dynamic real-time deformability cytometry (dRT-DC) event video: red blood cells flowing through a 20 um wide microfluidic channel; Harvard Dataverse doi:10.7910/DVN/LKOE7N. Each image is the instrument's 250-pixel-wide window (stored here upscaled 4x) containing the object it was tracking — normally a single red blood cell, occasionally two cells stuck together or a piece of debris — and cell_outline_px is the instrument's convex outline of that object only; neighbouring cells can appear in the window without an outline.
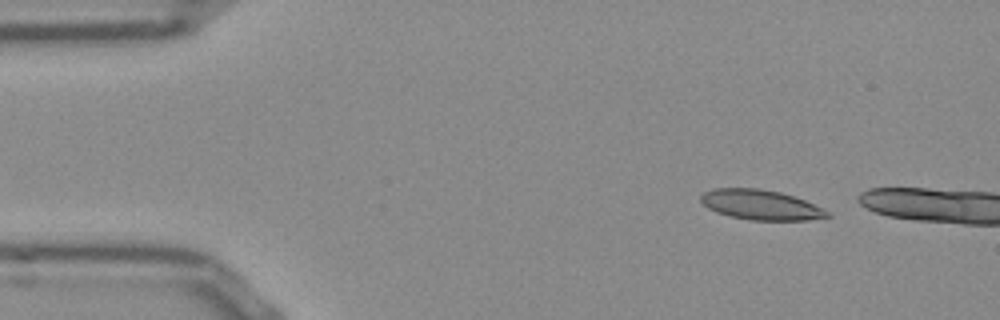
{"species": "Egyptian fruit bat (a non-hibernating species)", "species_latin": "Rousettus aegyptiacus", "temperature_condition": "room temperature", "stored_images_in_passage": 6, "camera_frame_rate_fps": 3000, "um_per_image_px": 0.085, "frame": {"image": 1, "passage_image": 1, "time_ms": 0.0, "image_size_px": [1000, 320], "cell_outline_px": [[832, 216], [808, 220], [748, 220], [728, 216], [716, 212], [708, 208], [700, 200], [700, 196], [704, 192], [712, 188], [756, 188], [780, 192], [804, 200], [828, 212]], "centroid_in_image_um": [64.61, 17.41], "position_along_channel_um": 20.4, "area_um2": 21.96}}